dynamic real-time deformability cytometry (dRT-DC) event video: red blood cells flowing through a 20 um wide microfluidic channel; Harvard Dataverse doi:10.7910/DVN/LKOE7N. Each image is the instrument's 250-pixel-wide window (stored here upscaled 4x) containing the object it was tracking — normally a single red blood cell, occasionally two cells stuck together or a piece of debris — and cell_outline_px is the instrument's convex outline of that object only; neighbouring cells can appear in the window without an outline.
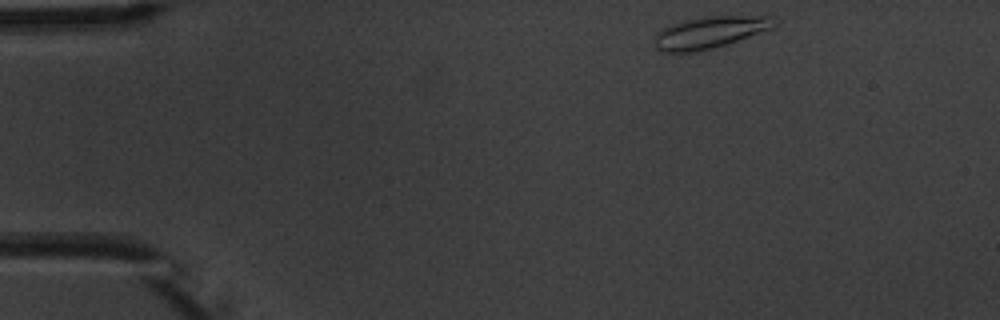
{"species": "common noctule bat (a hibernating species)", "species_latin": "Nyctalus noctula", "temperature_condition": "warm", "stored_images_in_passage": 4, "camera_frame_rate_fps": 3000, "um_per_image_px": 0.085, "animal": {"sex": "male", "body_mass_g": 20.1, "forearm_length_mm": 53.5}, "frame": {"image": 1, "passage_image": 1, "time_ms": 0.0, "image_size_px": [1000, 320], "cell_outline_px": [[780, 20], [772, 28], [712, 48], [696, 52], [660, 52], [652, 44], [652, 40], [656, 32], [672, 24], [684, 20], [704, 16], [768, 16]], "centroid_in_image_um": [60.26, 2.75], "position_along_channel_um": 24.7, "area_um2": 22.2}}